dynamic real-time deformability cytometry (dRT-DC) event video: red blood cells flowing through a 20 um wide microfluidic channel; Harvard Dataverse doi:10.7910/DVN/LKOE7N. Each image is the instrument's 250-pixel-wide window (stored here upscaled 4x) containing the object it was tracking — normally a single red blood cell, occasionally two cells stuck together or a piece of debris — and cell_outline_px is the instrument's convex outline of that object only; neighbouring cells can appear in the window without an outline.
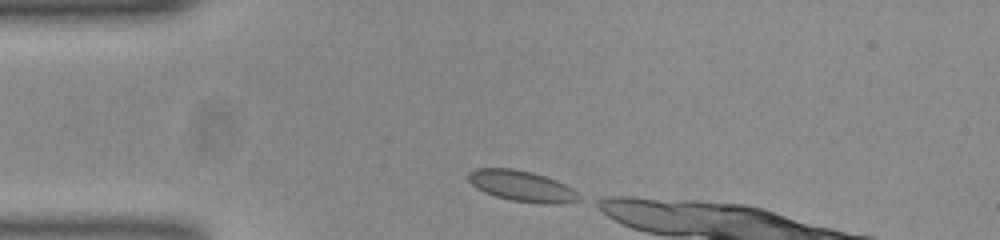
{"species": "common noctule bat (a hibernating species)", "species_latin": "Nyctalus noctula", "temperature_condition": "room temperature", "stored_images_in_passage": 8, "camera_frame_rate_fps": 3000, "um_per_image_px": 0.085, "animal": {"sex": "female", "body_mass_g": 23.0, "forearm_length_mm": 53.4}, "frame": {"image": 1, "passage_image": 1, "time_ms": 0.0, "image_size_px": [1000, 240], "cell_outline_px": [[580, 200], [556, 204], [540, 204], [512, 200], [496, 196], [484, 192], [476, 188], [468, 180], [468, 172], [476, 168], [512, 168], [532, 172], [556, 180], [572, 188], [580, 196]], "centroid_in_image_um": [44.34, 15.81], "position_along_channel_um": 40.7, "area_um2": 19.83}}